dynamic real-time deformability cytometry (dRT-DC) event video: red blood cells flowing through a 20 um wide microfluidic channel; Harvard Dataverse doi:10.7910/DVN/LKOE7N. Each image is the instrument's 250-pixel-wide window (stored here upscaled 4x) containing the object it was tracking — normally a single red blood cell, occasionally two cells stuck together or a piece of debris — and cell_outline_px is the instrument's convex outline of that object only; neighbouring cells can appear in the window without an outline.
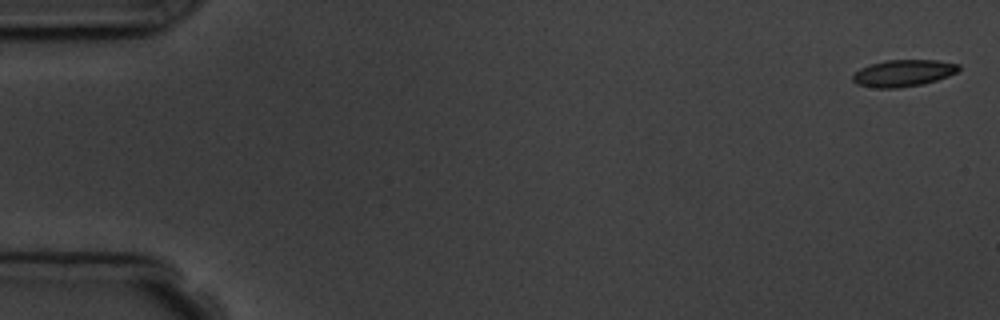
{"species": "common noctule bat (a hibernating species)", "species_latin": "Nyctalus noctula", "temperature_condition": "room temperature", "stored_images_in_passage": 6, "camera_frame_rate_fps": 3000, "um_per_image_px": 0.085, "animal": {"sex": "male", "body_mass_g": 19.5, "forearm_length_mm": 54.6}, "frame": {"image": 1, "passage_image": 1, "time_ms": 0.0, "image_size_px": [1000, 320], "cell_outline_px": [[960, 68], [956, 72], [948, 76], [924, 84], [900, 88], [876, 88], [856, 84], [852, 80], [852, 76], [860, 68], [872, 64], [888, 60], [936, 60], [960, 64]], "centroid_in_image_um": [76.78, 6.22], "position_along_channel_um": 8.2, "area_um2": 16.53}}